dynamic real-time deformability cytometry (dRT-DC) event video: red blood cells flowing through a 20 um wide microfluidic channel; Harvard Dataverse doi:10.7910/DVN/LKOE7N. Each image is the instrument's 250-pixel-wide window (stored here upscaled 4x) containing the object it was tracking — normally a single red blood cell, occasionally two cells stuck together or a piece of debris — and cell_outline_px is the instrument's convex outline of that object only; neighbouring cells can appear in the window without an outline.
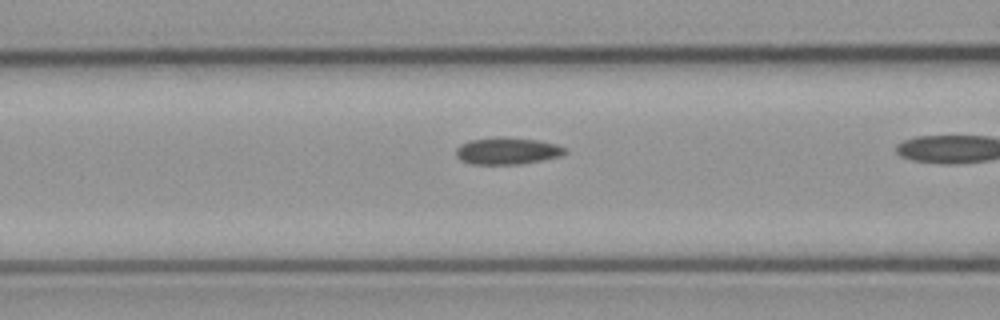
{"species": "common noctule bat (a hibernating species)", "species_latin": "Nyctalus noctula", "temperature_condition": "cold", "stored_images_in_passage": 26, "camera_frame_rate_fps": 3000, "um_per_image_px": 0.085, "animal": {"sex": "male", "body_mass_g": 23.1, "forearm_length_mm": 52.7}, "frame": {"image": 1, "passage_image": 14, "time_ms": 4.333, "image_size_px": [1000, 320], "cell_outline_px": [[568, 152], [560, 156], [544, 160], [520, 164], [472, 164], [460, 160], [456, 156], [456, 148], [460, 144], [468, 140], [540, 140], [556, 144], [568, 148]], "centroid_in_image_um": [43.16, 12.88], "position_along_channel_um": 123.4, "area_um2": 16.42}}
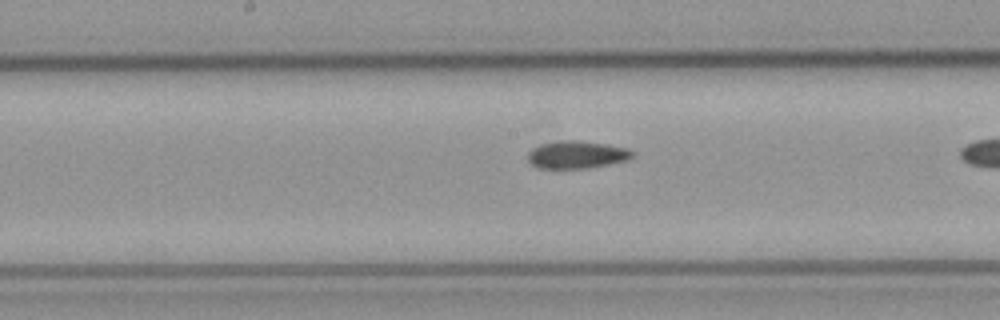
{"frame": {"image": 2, "passage_image": 20, "time_ms": 6.333, "image_size_px": [1000, 320], "cell_outline_px": [[632, 156], [628, 160], [588, 168], [536, 168], [528, 160], [528, 152], [532, 148], [540, 144], [564, 140], [580, 140], [608, 144], [628, 148], [632, 152]], "centroid_in_image_um": [49.01, 13.14], "position_along_channel_um": 199.2, "area_um2": 16.82}}
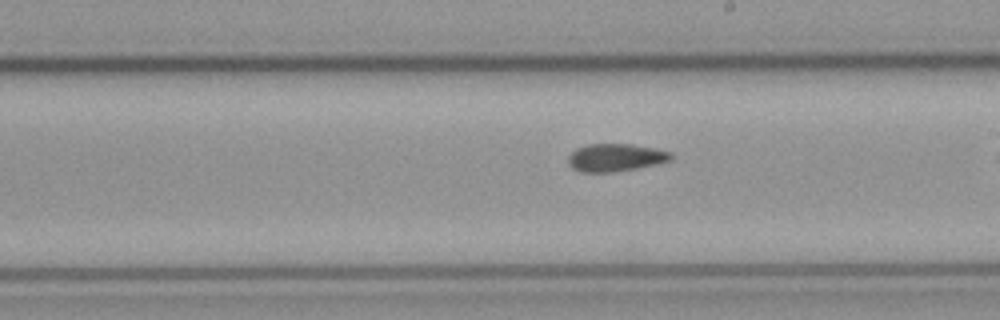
{"frame": {"image": 3, "passage_image": 23, "time_ms": 7.333, "image_size_px": [1000, 320], "cell_outline_px": [[672, 160], [656, 164], [636, 168], [612, 172], [580, 172], [572, 168], [568, 164], [568, 156], [576, 148], [588, 144], [632, 144], [672, 152]], "centroid_in_image_um": [52.29, 13.39], "position_along_channel_um": 236.7, "area_um2": 16.59}}